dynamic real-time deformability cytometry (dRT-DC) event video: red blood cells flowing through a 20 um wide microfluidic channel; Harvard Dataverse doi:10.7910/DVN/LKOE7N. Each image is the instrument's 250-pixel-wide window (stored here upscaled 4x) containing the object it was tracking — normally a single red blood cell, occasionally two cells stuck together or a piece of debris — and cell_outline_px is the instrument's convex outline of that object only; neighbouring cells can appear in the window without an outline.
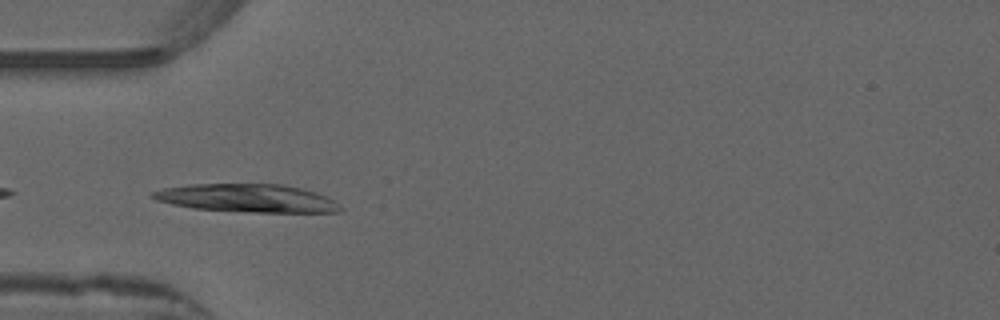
{"species": "common noctule bat (a hibernating species)", "species_latin": "Nyctalus noctula", "temperature_condition": "warm", "stored_images_in_passage": 5, "camera_frame_rate_fps": 3000, "um_per_image_px": 0.085, "animal": {"sex": "male", "forearm_length_mm": 52.5}, "frame": {"image": 1, "passage_image": 2, "time_ms": 0.333, "image_size_px": [1000, 320], "cell_outline_px": [[344, 208], [340, 212], [256, 212], [196, 208], [172, 204], [156, 200], [152, 196], [152, 192], [164, 188], [188, 184], [280, 184], [300, 188], [316, 192], [332, 200]], "centroid_in_image_um": [21.03, 16.84], "position_along_channel_um": 64.0, "area_um2": 30.35}}